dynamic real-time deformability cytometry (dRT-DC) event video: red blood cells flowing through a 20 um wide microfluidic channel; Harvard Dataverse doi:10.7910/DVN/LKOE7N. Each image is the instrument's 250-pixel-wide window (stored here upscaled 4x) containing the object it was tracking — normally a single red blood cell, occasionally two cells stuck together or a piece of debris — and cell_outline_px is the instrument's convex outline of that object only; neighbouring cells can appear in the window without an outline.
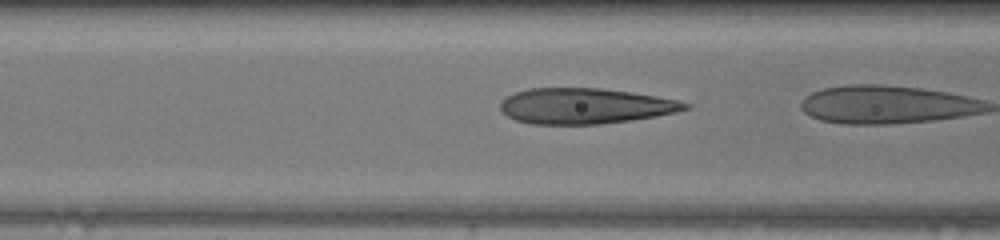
{"species": "human", "species_latin": "Homo sapiens", "temperature_condition": "warm", "stored_images_in_passage": 19, "camera_frame_rate_fps": 3000, "um_per_image_px": 0.085, "donor": {"sex": "female"}, "frame": {"image": 1, "passage_image": 16, "time_ms": 5.0, "image_size_px": [1000, 240], "cell_outline_px": [[692, 104], [688, 108], [676, 112], [656, 116], [632, 120], [600, 124], [532, 124], [516, 120], [508, 116], [500, 108], [500, 104], [508, 96], [516, 92], [528, 88], [600, 88], [632, 92], [656, 96], [676, 100]], "centroid_in_image_um": [49.75, 9.01], "position_along_channel_um": 116.9, "area_um2": 38.21}}